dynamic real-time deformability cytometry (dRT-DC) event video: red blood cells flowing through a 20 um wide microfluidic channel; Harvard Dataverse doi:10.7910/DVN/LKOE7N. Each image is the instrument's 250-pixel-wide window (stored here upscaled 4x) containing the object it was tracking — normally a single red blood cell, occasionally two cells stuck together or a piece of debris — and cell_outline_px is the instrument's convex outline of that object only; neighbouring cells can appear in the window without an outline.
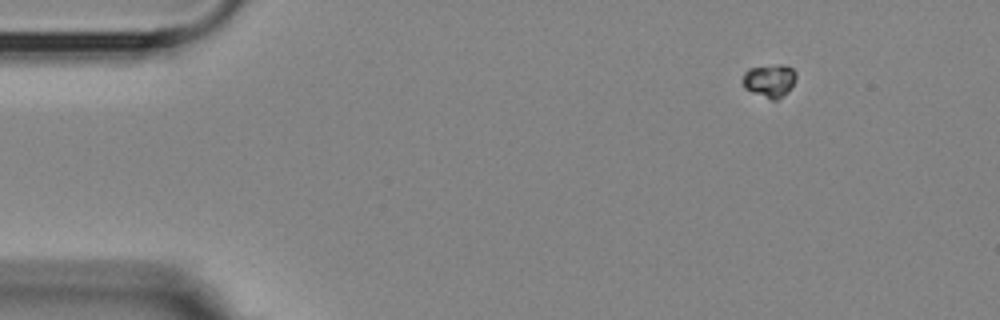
{"species": "Egyptian fruit bat (a non-hibernating species)", "species_latin": "Rousettus aegyptiacus", "temperature_condition": "room temperature", "stored_images_in_passage": 3, "camera_frame_rate_fps": 3000, "um_per_image_px": 0.085, "animal": {"sex": "female"}, "frame": {"image": 1, "passage_image": 1, "time_ms": 0.0, "image_size_px": [1000, 320], "cell_outline_px": [[796, 76], [792, 84], [776, 100], [772, 100], [752, 92], [744, 88], [740, 80], [744, 72], [748, 68], [780, 64], [784, 64], [792, 68], [796, 72]], "centroid_in_image_um": [65.34, 6.82], "position_along_channel_um": 19.7, "area_um2": 10.17}}